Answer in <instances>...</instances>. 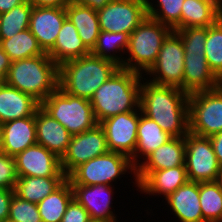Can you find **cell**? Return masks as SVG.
<instances>
[{
  "mask_svg": "<svg viewBox=\"0 0 222 222\" xmlns=\"http://www.w3.org/2000/svg\"><path fill=\"white\" fill-rule=\"evenodd\" d=\"M142 81L139 104L142 114L172 137H185L189 133V94L178 87Z\"/></svg>",
  "mask_w": 222,
  "mask_h": 222,
  "instance_id": "1",
  "label": "cell"
},
{
  "mask_svg": "<svg viewBox=\"0 0 222 222\" xmlns=\"http://www.w3.org/2000/svg\"><path fill=\"white\" fill-rule=\"evenodd\" d=\"M142 74L119 68L90 99L98 124L105 119L138 110Z\"/></svg>",
  "mask_w": 222,
  "mask_h": 222,
  "instance_id": "2",
  "label": "cell"
},
{
  "mask_svg": "<svg viewBox=\"0 0 222 222\" xmlns=\"http://www.w3.org/2000/svg\"><path fill=\"white\" fill-rule=\"evenodd\" d=\"M119 68L114 61L90 53L59 66V87L72 96L90 100Z\"/></svg>",
  "mask_w": 222,
  "mask_h": 222,
  "instance_id": "3",
  "label": "cell"
},
{
  "mask_svg": "<svg viewBox=\"0 0 222 222\" xmlns=\"http://www.w3.org/2000/svg\"><path fill=\"white\" fill-rule=\"evenodd\" d=\"M5 83L31 95L40 104L59 87V66L43 55L11 62Z\"/></svg>",
  "mask_w": 222,
  "mask_h": 222,
  "instance_id": "4",
  "label": "cell"
},
{
  "mask_svg": "<svg viewBox=\"0 0 222 222\" xmlns=\"http://www.w3.org/2000/svg\"><path fill=\"white\" fill-rule=\"evenodd\" d=\"M173 30L147 16L145 20L129 35L128 58L121 68L146 73L156 62L164 40Z\"/></svg>",
  "mask_w": 222,
  "mask_h": 222,
  "instance_id": "5",
  "label": "cell"
},
{
  "mask_svg": "<svg viewBox=\"0 0 222 222\" xmlns=\"http://www.w3.org/2000/svg\"><path fill=\"white\" fill-rule=\"evenodd\" d=\"M40 107L60 122L72 136L90 130L98 124L89 99L72 96L60 87L51 93Z\"/></svg>",
  "mask_w": 222,
  "mask_h": 222,
  "instance_id": "6",
  "label": "cell"
},
{
  "mask_svg": "<svg viewBox=\"0 0 222 222\" xmlns=\"http://www.w3.org/2000/svg\"><path fill=\"white\" fill-rule=\"evenodd\" d=\"M128 170L135 175L136 167L131 159L124 154L109 151L79 165L67 176V179L71 185H112L111 182L119 179L120 175Z\"/></svg>",
  "mask_w": 222,
  "mask_h": 222,
  "instance_id": "7",
  "label": "cell"
},
{
  "mask_svg": "<svg viewBox=\"0 0 222 222\" xmlns=\"http://www.w3.org/2000/svg\"><path fill=\"white\" fill-rule=\"evenodd\" d=\"M189 132L210 137L222 132V85L189 94Z\"/></svg>",
  "mask_w": 222,
  "mask_h": 222,
  "instance_id": "8",
  "label": "cell"
},
{
  "mask_svg": "<svg viewBox=\"0 0 222 222\" xmlns=\"http://www.w3.org/2000/svg\"><path fill=\"white\" fill-rule=\"evenodd\" d=\"M184 54L181 37L172 31L164 40L156 62L146 72L153 77L149 81L183 90Z\"/></svg>",
  "mask_w": 222,
  "mask_h": 222,
  "instance_id": "9",
  "label": "cell"
},
{
  "mask_svg": "<svg viewBox=\"0 0 222 222\" xmlns=\"http://www.w3.org/2000/svg\"><path fill=\"white\" fill-rule=\"evenodd\" d=\"M185 167L191 182L217 181L221 173L216 155L209 137L192 133L185 136Z\"/></svg>",
  "mask_w": 222,
  "mask_h": 222,
  "instance_id": "10",
  "label": "cell"
},
{
  "mask_svg": "<svg viewBox=\"0 0 222 222\" xmlns=\"http://www.w3.org/2000/svg\"><path fill=\"white\" fill-rule=\"evenodd\" d=\"M96 11L100 31L129 35L148 16L145 0H117Z\"/></svg>",
  "mask_w": 222,
  "mask_h": 222,
  "instance_id": "11",
  "label": "cell"
},
{
  "mask_svg": "<svg viewBox=\"0 0 222 222\" xmlns=\"http://www.w3.org/2000/svg\"><path fill=\"white\" fill-rule=\"evenodd\" d=\"M141 113L139 107L138 111L121 113L99 123L105 133L109 151L128 156L134 166L137 129Z\"/></svg>",
  "mask_w": 222,
  "mask_h": 222,
  "instance_id": "12",
  "label": "cell"
},
{
  "mask_svg": "<svg viewBox=\"0 0 222 222\" xmlns=\"http://www.w3.org/2000/svg\"><path fill=\"white\" fill-rule=\"evenodd\" d=\"M109 152L103 128H94L71 137L65 154L61 158L62 171L68 176L79 165Z\"/></svg>",
  "mask_w": 222,
  "mask_h": 222,
  "instance_id": "13",
  "label": "cell"
},
{
  "mask_svg": "<svg viewBox=\"0 0 222 222\" xmlns=\"http://www.w3.org/2000/svg\"><path fill=\"white\" fill-rule=\"evenodd\" d=\"M18 176L67 177L61 159L36 143L14 157Z\"/></svg>",
  "mask_w": 222,
  "mask_h": 222,
  "instance_id": "14",
  "label": "cell"
},
{
  "mask_svg": "<svg viewBox=\"0 0 222 222\" xmlns=\"http://www.w3.org/2000/svg\"><path fill=\"white\" fill-rule=\"evenodd\" d=\"M185 153V137H172L136 166V187L153 171L185 166Z\"/></svg>",
  "mask_w": 222,
  "mask_h": 222,
  "instance_id": "15",
  "label": "cell"
},
{
  "mask_svg": "<svg viewBox=\"0 0 222 222\" xmlns=\"http://www.w3.org/2000/svg\"><path fill=\"white\" fill-rule=\"evenodd\" d=\"M105 184L71 185L73 198L89 213L91 221L118 222L111 211L113 186Z\"/></svg>",
  "mask_w": 222,
  "mask_h": 222,
  "instance_id": "16",
  "label": "cell"
},
{
  "mask_svg": "<svg viewBox=\"0 0 222 222\" xmlns=\"http://www.w3.org/2000/svg\"><path fill=\"white\" fill-rule=\"evenodd\" d=\"M66 19L65 8L33 6L28 29L44 52L47 53L54 46Z\"/></svg>",
  "mask_w": 222,
  "mask_h": 222,
  "instance_id": "17",
  "label": "cell"
},
{
  "mask_svg": "<svg viewBox=\"0 0 222 222\" xmlns=\"http://www.w3.org/2000/svg\"><path fill=\"white\" fill-rule=\"evenodd\" d=\"M222 81L210 69L205 52H185L183 91L191 94L198 91L213 90Z\"/></svg>",
  "mask_w": 222,
  "mask_h": 222,
  "instance_id": "18",
  "label": "cell"
},
{
  "mask_svg": "<svg viewBox=\"0 0 222 222\" xmlns=\"http://www.w3.org/2000/svg\"><path fill=\"white\" fill-rule=\"evenodd\" d=\"M1 151L15 157L37 143L35 114L0 125Z\"/></svg>",
  "mask_w": 222,
  "mask_h": 222,
  "instance_id": "19",
  "label": "cell"
},
{
  "mask_svg": "<svg viewBox=\"0 0 222 222\" xmlns=\"http://www.w3.org/2000/svg\"><path fill=\"white\" fill-rule=\"evenodd\" d=\"M35 123L37 143L61 159L68 148L72 135L41 107L35 112Z\"/></svg>",
  "mask_w": 222,
  "mask_h": 222,
  "instance_id": "20",
  "label": "cell"
},
{
  "mask_svg": "<svg viewBox=\"0 0 222 222\" xmlns=\"http://www.w3.org/2000/svg\"><path fill=\"white\" fill-rule=\"evenodd\" d=\"M39 107L40 103L31 95L6 83L0 84V125L15 119L33 116Z\"/></svg>",
  "mask_w": 222,
  "mask_h": 222,
  "instance_id": "21",
  "label": "cell"
},
{
  "mask_svg": "<svg viewBox=\"0 0 222 222\" xmlns=\"http://www.w3.org/2000/svg\"><path fill=\"white\" fill-rule=\"evenodd\" d=\"M164 199L181 222H206L200 207L199 182L188 181Z\"/></svg>",
  "mask_w": 222,
  "mask_h": 222,
  "instance_id": "22",
  "label": "cell"
},
{
  "mask_svg": "<svg viewBox=\"0 0 222 222\" xmlns=\"http://www.w3.org/2000/svg\"><path fill=\"white\" fill-rule=\"evenodd\" d=\"M90 53L91 51L81 40L76 27L68 18L64 21L54 46L47 52L58 66Z\"/></svg>",
  "mask_w": 222,
  "mask_h": 222,
  "instance_id": "23",
  "label": "cell"
},
{
  "mask_svg": "<svg viewBox=\"0 0 222 222\" xmlns=\"http://www.w3.org/2000/svg\"><path fill=\"white\" fill-rule=\"evenodd\" d=\"M181 8L180 29L208 27L222 17L220 0H185Z\"/></svg>",
  "mask_w": 222,
  "mask_h": 222,
  "instance_id": "24",
  "label": "cell"
},
{
  "mask_svg": "<svg viewBox=\"0 0 222 222\" xmlns=\"http://www.w3.org/2000/svg\"><path fill=\"white\" fill-rule=\"evenodd\" d=\"M188 181L186 167L178 166L151 172L137 187L142 193L162 194L166 198Z\"/></svg>",
  "mask_w": 222,
  "mask_h": 222,
  "instance_id": "25",
  "label": "cell"
},
{
  "mask_svg": "<svg viewBox=\"0 0 222 222\" xmlns=\"http://www.w3.org/2000/svg\"><path fill=\"white\" fill-rule=\"evenodd\" d=\"M67 18L76 27L85 46L92 51L100 33L98 14L90 6L70 3L66 8Z\"/></svg>",
  "mask_w": 222,
  "mask_h": 222,
  "instance_id": "26",
  "label": "cell"
},
{
  "mask_svg": "<svg viewBox=\"0 0 222 222\" xmlns=\"http://www.w3.org/2000/svg\"><path fill=\"white\" fill-rule=\"evenodd\" d=\"M67 177L18 176L15 195L20 199L38 204L57 189Z\"/></svg>",
  "mask_w": 222,
  "mask_h": 222,
  "instance_id": "27",
  "label": "cell"
},
{
  "mask_svg": "<svg viewBox=\"0 0 222 222\" xmlns=\"http://www.w3.org/2000/svg\"><path fill=\"white\" fill-rule=\"evenodd\" d=\"M172 136L153 120L140 114V121L137 129V145L135 148V167L139 164L138 160L143 159L149 155L152 151L170 140ZM140 153V154H139ZM141 155V156H140ZM141 157V158H140Z\"/></svg>",
  "mask_w": 222,
  "mask_h": 222,
  "instance_id": "28",
  "label": "cell"
},
{
  "mask_svg": "<svg viewBox=\"0 0 222 222\" xmlns=\"http://www.w3.org/2000/svg\"><path fill=\"white\" fill-rule=\"evenodd\" d=\"M72 199V187L70 181L66 179L57 189L37 204L42 222H61Z\"/></svg>",
  "mask_w": 222,
  "mask_h": 222,
  "instance_id": "29",
  "label": "cell"
},
{
  "mask_svg": "<svg viewBox=\"0 0 222 222\" xmlns=\"http://www.w3.org/2000/svg\"><path fill=\"white\" fill-rule=\"evenodd\" d=\"M0 46L11 62L43 55L37 39L29 29L18 32L9 39H0Z\"/></svg>",
  "mask_w": 222,
  "mask_h": 222,
  "instance_id": "30",
  "label": "cell"
},
{
  "mask_svg": "<svg viewBox=\"0 0 222 222\" xmlns=\"http://www.w3.org/2000/svg\"><path fill=\"white\" fill-rule=\"evenodd\" d=\"M128 45L129 34L123 32L112 33L107 31H100L97 43L91 53L101 58L112 60L119 66H121L124 61L123 55L118 56L114 53H119L123 51V53L125 54ZM111 52L113 53L111 54Z\"/></svg>",
  "mask_w": 222,
  "mask_h": 222,
  "instance_id": "31",
  "label": "cell"
},
{
  "mask_svg": "<svg viewBox=\"0 0 222 222\" xmlns=\"http://www.w3.org/2000/svg\"><path fill=\"white\" fill-rule=\"evenodd\" d=\"M199 200L206 222H222V190L217 181L199 183Z\"/></svg>",
  "mask_w": 222,
  "mask_h": 222,
  "instance_id": "32",
  "label": "cell"
},
{
  "mask_svg": "<svg viewBox=\"0 0 222 222\" xmlns=\"http://www.w3.org/2000/svg\"><path fill=\"white\" fill-rule=\"evenodd\" d=\"M33 5L26 0L24 3L2 13L0 19V39H9L18 32L29 28Z\"/></svg>",
  "mask_w": 222,
  "mask_h": 222,
  "instance_id": "33",
  "label": "cell"
},
{
  "mask_svg": "<svg viewBox=\"0 0 222 222\" xmlns=\"http://www.w3.org/2000/svg\"><path fill=\"white\" fill-rule=\"evenodd\" d=\"M184 1L185 0H157L156 3L158 4L154 6L152 2L145 0L147 15L163 25L170 27L173 31L179 30L181 7Z\"/></svg>",
  "mask_w": 222,
  "mask_h": 222,
  "instance_id": "34",
  "label": "cell"
},
{
  "mask_svg": "<svg viewBox=\"0 0 222 222\" xmlns=\"http://www.w3.org/2000/svg\"><path fill=\"white\" fill-rule=\"evenodd\" d=\"M204 51L210 69L222 81V17L207 27Z\"/></svg>",
  "mask_w": 222,
  "mask_h": 222,
  "instance_id": "35",
  "label": "cell"
},
{
  "mask_svg": "<svg viewBox=\"0 0 222 222\" xmlns=\"http://www.w3.org/2000/svg\"><path fill=\"white\" fill-rule=\"evenodd\" d=\"M8 222H42L37 204L22 200L14 194L11 199Z\"/></svg>",
  "mask_w": 222,
  "mask_h": 222,
  "instance_id": "36",
  "label": "cell"
},
{
  "mask_svg": "<svg viewBox=\"0 0 222 222\" xmlns=\"http://www.w3.org/2000/svg\"><path fill=\"white\" fill-rule=\"evenodd\" d=\"M175 32L181 37L184 52H205L207 27H187Z\"/></svg>",
  "mask_w": 222,
  "mask_h": 222,
  "instance_id": "37",
  "label": "cell"
},
{
  "mask_svg": "<svg viewBox=\"0 0 222 222\" xmlns=\"http://www.w3.org/2000/svg\"><path fill=\"white\" fill-rule=\"evenodd\" d=\"M18 175L14 157L0 151V189H15Z\"/></svg>",
  "mask_w": 222,
  "mask_h": 222,
  "instance_id": "38",
  "label": "cell"
},
{
  "mask_svg": "<svg viewBox=\"0 0 222 222\" xmlns=\"http://www.w3.org/2000/svg\"><path fill=\"white\" fill-rule=\"evenodd\" d=\"M61 222H91V219L87 210L73 198L68 204Z\"/></svg>",
  "mask_w": 222,
  "mask_h": 222,
  "instance_id": "39",
  "label": "cell"
},
{
  "mask_svg": "<svg viewBox=\"0 0 222 222\" xmlns=\"http://www.w3.org/2000/svg\"><path fill=\"white\" fill-rule=\"evenodd\" d=\"M14 194V190L0 189V222L8 221L11 199Z\"/></svg>",
  "mask_w": 222,
  "mask_h": 222,
  "instance_id": "40",
  "label": "cell"
},
{
  "mask_svg": "<svg viewBox=\"0 0 222 222\" xmlns=\"http://www.w3.org/2000/svg\"><path fill=\"white\" fill-rule=\"evenodd\" d=\"M33 6L66 8L74 0H28Z\"/></svg>",
  "mask_w": 222,
  "mask_h": 222,
  "instance_id": "41",
  "label": "cell"
},
{
  "mask_svg": "<svg viewBox=\"0 0 222 222\" xmlns=\"http://www.w3.org/2000/svg\"><path fill=\"white\" fill-rule=\"evenodd\" d=\"M10 65L11 60L9 59V56L3 51L2 47L0 46V84L5 83Z\"/></svg>",
  "mask_w": 222,
  "mask_h": 222,
  "instance_id": "42",
  "label": "cell"
},
{
  "mask_svg": "<svg viewBox=\"0 0 222 222\" xmlns=\"http://www.w3.org/2000/svg\"><path fill=\"white\" fill-rule=\"evenodd\" d=\"M217 161L222 168V132L216 133L209 137Z\"/></svg>",
  "mask_w": 222,
  "mask_h": 222,
  "instance_id": "43",
  "label": "cell"
},
{
  "mask_svg": "<svg viewBox=\"0 0 222 222\" xmlns=\"http://www.w3.org/2000/svg\"><path fill=\"white\" fill-rule=\"evenodd\" d=\"M117 0H74V2L85 5V6H90L92 9L98 10L102 7H104L106 4L110 2H114Z\"/></svg>",
  "mask_w": 222,
  "mask_h": 222,
  "instance_id": "44",
  "label": "cell"
},
{
  "mask_svg": "<svg viewBox=\"0 0 222 222\" xmlns=\"http://www.w3.org/2000/svg\"><path fill=\"white\" fill-rule=\"evenodd\" d=\"M26 0H0V14L10 11L12 8L24 3Z\"/></svg>",
  "mask_w": 222,
  "mask_h": 222,
  "instance_id": "45",
  "label": "cell"
},
{
  "mask_svg": "<svg viewBox=\"0 0 222 222\" xmlns=\"http://www.w3.org/2000/svg\"><path fill=\"white\" fill-rule=\"evenodd\" d=\"M217 182L220 184L221 190H222V170L220 175L218 176Z\"/></svg>",
  "mask_w": 222,
  "mask_h": 222,
  "instance_id": "46",
  "label": "cell"
},
{
  "mask_svg": "<svg viewBox=\"0 0 222 222\" xmlns=\"http://www.w3.org/2000/svg\"><path fill=\"white\" fill-rule=\"evenodd\" d=\"M0 151H1V128H0Z\"/></svg>",
  "mask_w": 222,
  "mask_h": 222,
  "instance_id": "47",
  "label": "cell"
}]
</instances>
